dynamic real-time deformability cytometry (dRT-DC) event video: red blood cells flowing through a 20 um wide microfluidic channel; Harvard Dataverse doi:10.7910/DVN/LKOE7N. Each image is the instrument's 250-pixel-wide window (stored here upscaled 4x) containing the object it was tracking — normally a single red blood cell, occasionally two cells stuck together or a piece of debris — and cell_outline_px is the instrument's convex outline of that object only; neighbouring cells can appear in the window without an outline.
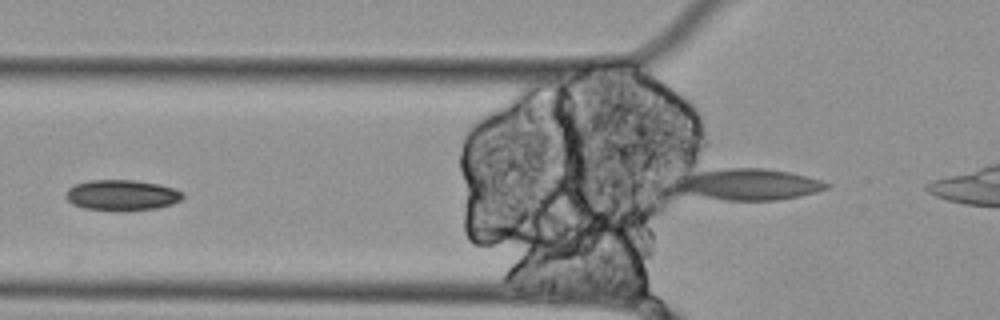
{"species": "Egyptian fruit bat (a non-hibernating species)", "species_latin": "Rousettus aegyptiacus", "temperature_condition": "cold", "stored_images_in_passage": 8, "camera_frame_rate_fps": 3000, "um_per_image_px": 0.085, "animal": {"sex": "female"}, "frame": {"image": 1, "passage_image": 6, "time_ms": 1.667, "image_size_px": [1000, 320], "cell_outline_px": [[184, 196], [180, 200], [172, 204], [156, 208], [84, 208], [72, 204], [64, 196], [64, 192], [68, 188], [76, 184], [88, 180], [132, 180], [160, 184], [184, 192]], "centroid_in_image_um": [10.34, 16.54], "position_along_channel_um": 115.5, "area_um2": 20.17}}